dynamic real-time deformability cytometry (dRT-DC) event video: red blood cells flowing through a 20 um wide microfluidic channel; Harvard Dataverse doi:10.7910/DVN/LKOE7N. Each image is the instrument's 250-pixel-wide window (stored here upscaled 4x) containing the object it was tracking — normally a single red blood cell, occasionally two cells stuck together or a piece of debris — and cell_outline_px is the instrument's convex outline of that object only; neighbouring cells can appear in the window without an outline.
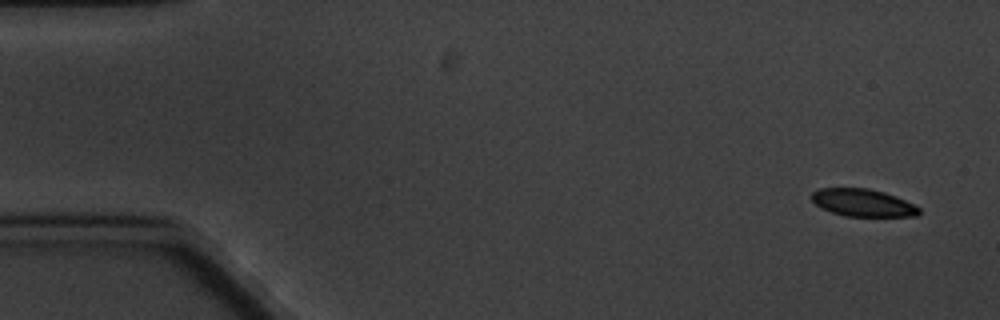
{"species": "common noctule bat (a hibernating species)", "species_latin": "Nyctalus noctula", "temperature_condition": "cold", "stored_images_in_passage": 5, "camera_frame_rate_fps": 3000, "um_per_image_px": 0.085, "animal": {"sex": "male", "body_mass_g": 20.1, "forearm_length_mm": 53.5}, "frame": {"image": 1, "passage_image": 1, "time_ms": 0.0, "image_size_px": [1000, 320], "cell_outline_px": [[920, 212], [916, 216], [844, 216], [820, 208], [812, 200], [812, 192], [820, 188], [868, 188], [884, 192], [896, 196], [920, 208]], "centroid_in_image_um": [73.32, 17.23], "position_along_channel_um": 11.7, "area_um2": 17.11}}
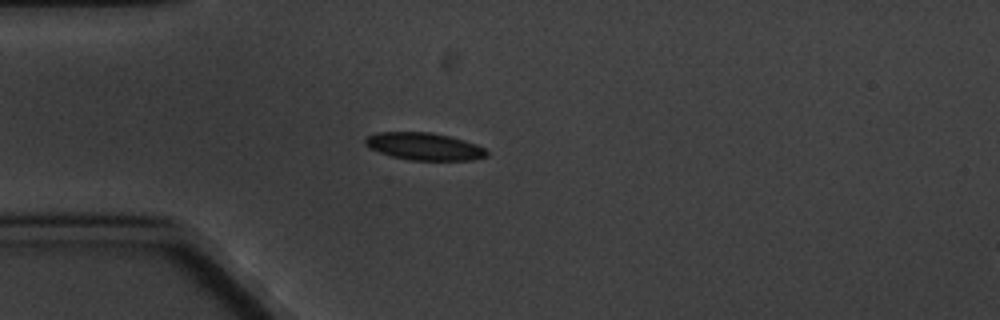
{"frame": {"image": 2, "passage_image": 5, "time_ms": 4.333, "image_size_px": [1000, 320], "cell_outline_px": [[488, 156], [472, 160], [412, 160], [392, 156], [368, 148], [364, 144], [364, 136], [380, 132], [432, 132], [464, 140], [476, 144], [484, 148], [488, 152]], "centroid_in_image_um": [36.03, 12.44], "position_along_channel_um": 49.0, "area_um2": 19.42}}